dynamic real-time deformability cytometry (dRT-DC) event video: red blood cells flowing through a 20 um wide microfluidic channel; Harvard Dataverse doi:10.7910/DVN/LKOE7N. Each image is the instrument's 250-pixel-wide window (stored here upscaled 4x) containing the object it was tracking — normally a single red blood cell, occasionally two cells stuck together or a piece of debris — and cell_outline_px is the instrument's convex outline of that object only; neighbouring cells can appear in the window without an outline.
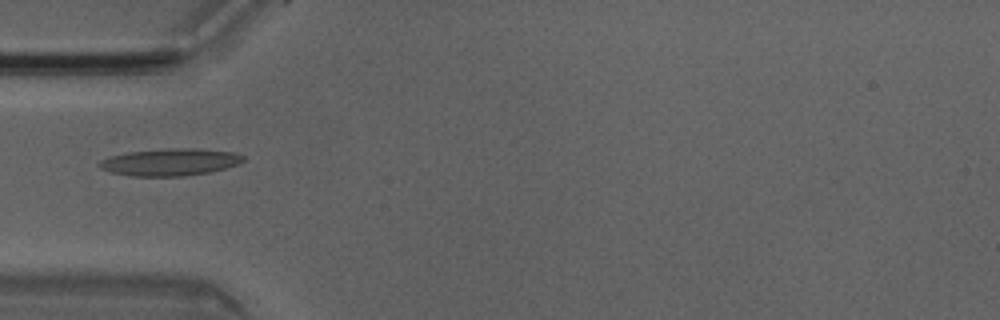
{"species": "Egyptian fruit bat (a non-hibernating species)", "species_latin": "Rousettus aegyptiacus", "temperature_condition": "room temperature", "stored_images_in_passage": 6, "camera_frame_rate_fps": 3000, "um_per_image_px": 0.085, "animal": {"sex": "male"}, "frame": {"image": 1, "passage_image": 4, "time_ms": 1.0, "image_size_px": [1000, 320], "cell_outline_px": [[244, 160], [236, 164], [224, 168], [208, 172], [184, 176], [128, 176], [108, 172], [100, 168], [96, 164], [100, 160], [108, 156], [128, 152], [164, 148], [196, 148], [232, 152], [244, 156]], "centroid_in_image_um": [14.36, 13.77], "position_along_channel_um": 70.6, "area_um2": 22.89}}